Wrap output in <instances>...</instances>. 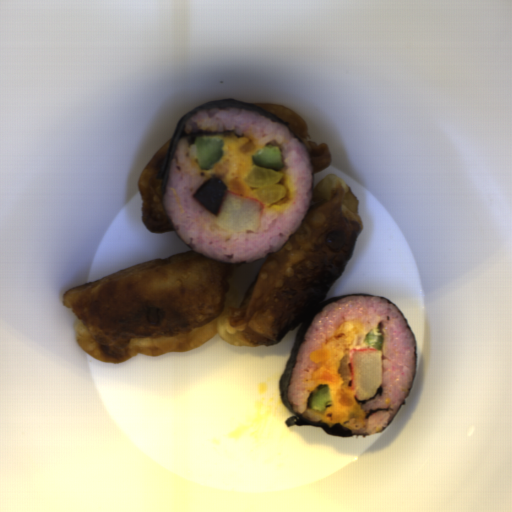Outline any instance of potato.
<instances>
[{"label":"potato","mask_w":512,"mask_h":512,"mask_svg":"<svg viewBox=\"0 0 512 512\" xmlns=\"http://www.w3.org/2000/svg\"><path fill=\"white\" fill-rule=\"evenodd\" d=\"M282 177V172L254 166L244 178V183L255 190L259 200L272 204L287 193L285 186L279 183Z\"/></svg>","instance_id":"potato-1"},{"label":"potato","mask_w":512,"mask_h":512,"mask_svg":"<svg viewBox=\"0 0 512 512\" xmlns=\"http://www.w3.org/2000/svg\"><path fill=\"white\" fill-rule=\"evenodd\" d=\"M227 189L226 184L214 176L203 182L192 197L214 217L218 218Z\"/></svg>","instance_id":"potato-2"},{"label":"potato","mask_w":512,"mask_h":512,"mask_svg":"<svg viewBox=\"0 0 512 512\" xmlns=\"http://www.w3.org/2000/svg\"><path fill=\"white\" fill-rule=\"evenodd\" d=\"M337 373L341 376L343 384L353 385V378L351 373V358L349 355L340 359L339 369Z\"/></svg>","instance_id":"potato-3"},{"label":"potato","mask_w":512,"mask_h":512,"mask_svg":"<svg viewBox=\"0 0 512 512\" xmlns=\"http://www.w3.org/2000/svg\"><path fill=\"white\" fill-rule=\"evenodd\" d=\"M256 147L257 145L254 144L253 142L251 141H247L242 147H241V152H243L244 154H248L252 151H256Z\"/></svg>","instance_id":"potato-4"}]
</instances>
